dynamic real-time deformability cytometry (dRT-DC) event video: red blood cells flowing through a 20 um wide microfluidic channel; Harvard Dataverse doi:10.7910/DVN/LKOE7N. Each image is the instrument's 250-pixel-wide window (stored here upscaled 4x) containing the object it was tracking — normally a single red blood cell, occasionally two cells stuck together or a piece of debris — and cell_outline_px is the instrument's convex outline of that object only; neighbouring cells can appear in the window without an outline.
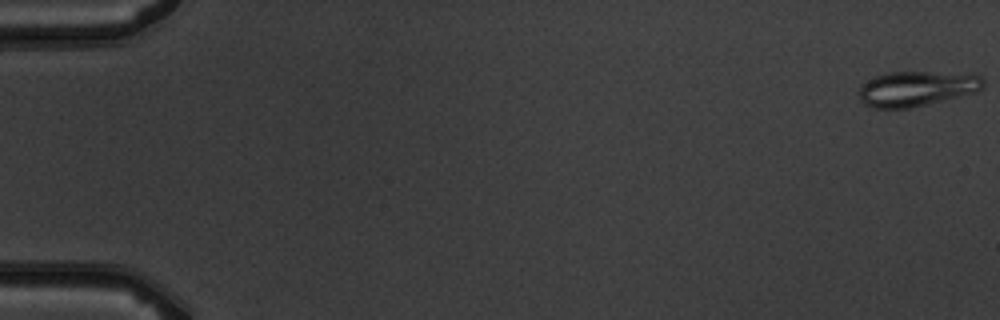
{"species": "common noctule bat (a hibernating species)", "species_latin": "Nyctalus noctula", "temperature_condition": "warm", "stored_images_in_passage": 6, "camera_frame_rate_fps": 3000, "um_per_image_px": 0.085, "animal": {"sex": "male", "body_mass_g": 19.5, "forearm_length_mm": 54.6}, "frame": {"image": 1, "passage_image": 1, "time_ms": 0.0, "image_size_px": [1000, 320], "cell_outline_px": [[984, 88], [976, 92], [912, 108], [872, 108], [864, 104], [860, 100], [860, 84], [876, 76], [888, 72], [972, 72], [984, 76]], "centroid_in_image_um": [77.99, 7.51], "position_along_channel_um": 7.0, "area_um2": 25.95}}
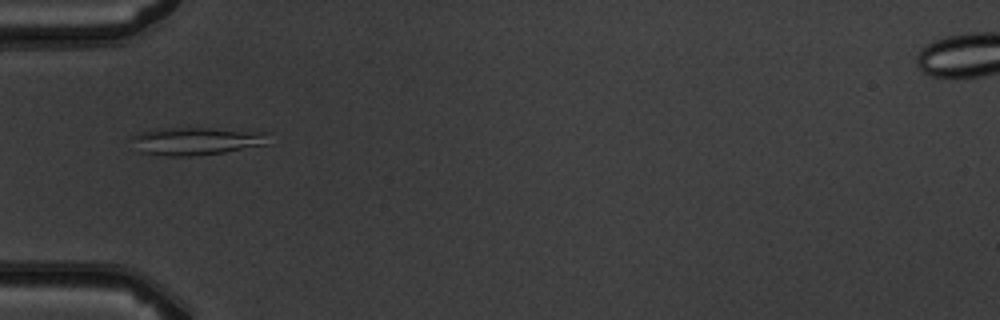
{"frame": {"image": 2, "passage_image": 6, "time_ms": 5.667, "image_size_px": [1000, 320], "cell_outline_px": [[272, 132], [268, 144], [224, 152], [192, 156], [168, 156], [140, 152], [128, 136], [160, 128], [212, 128]], "centroid_in_image_um": [16.75, 11.98], "position_along_channel_um": 68.3, "area_um2": 22.37}}